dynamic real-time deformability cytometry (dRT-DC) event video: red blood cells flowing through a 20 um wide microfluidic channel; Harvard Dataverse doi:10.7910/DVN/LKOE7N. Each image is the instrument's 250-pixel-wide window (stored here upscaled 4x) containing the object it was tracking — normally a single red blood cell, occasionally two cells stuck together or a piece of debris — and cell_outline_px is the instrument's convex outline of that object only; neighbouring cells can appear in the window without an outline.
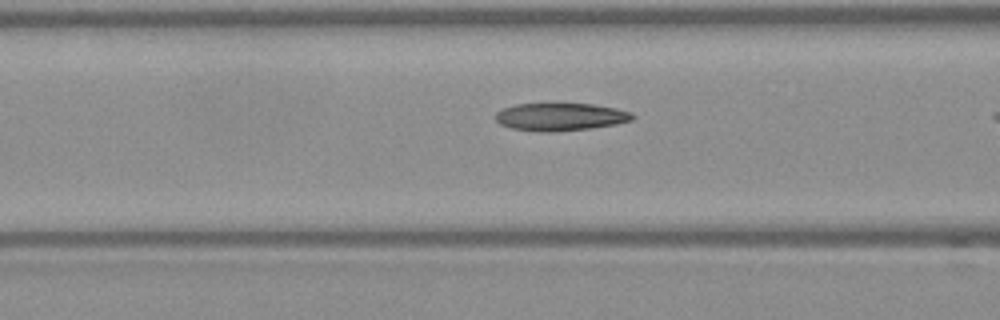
{"species": "Egyptian fruit bat (a non-hibernating species)", "species_latin": "Rousettus aegyptiacus", "temperature_condition": "warm", "stored_images_in_passage": 13, "camera_frame_rate_fps": 3000, "um_per_image_px": 0.085, "frame": {"image": 1, "passage_image": 11, "time_ms": 3.333, "image_size_px": [1000, 320], "cell_outline_px": [[636, 116], [632, 120], [616, 124], [592, 128], [552, 132], [540, 132], [512, 128], [500, 124], [496, 120], [496, 112], [504, 108], [516, 104], [592, 104], [616, 108], [632, 112]], "centroid_in_image_um": [47.66, 9.94], "position_along_channel_um": 118.9, "area_um2": 22.08}}